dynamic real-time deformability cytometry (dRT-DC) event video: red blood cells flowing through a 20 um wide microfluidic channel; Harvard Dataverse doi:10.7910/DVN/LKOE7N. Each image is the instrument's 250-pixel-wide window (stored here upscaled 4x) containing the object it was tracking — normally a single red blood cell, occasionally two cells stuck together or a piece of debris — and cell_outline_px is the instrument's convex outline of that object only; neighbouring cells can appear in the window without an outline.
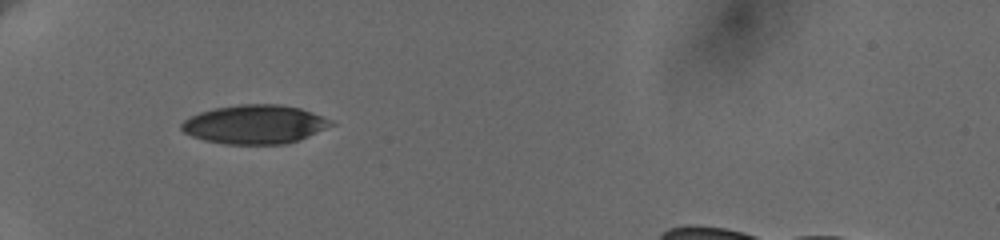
{"species": "human", "species_latin": "Homo sapiens", "temperature_condition": "cold", "stored_images_in_passage": 20, "camera_frame_rate_fps": 3000, "um_per_image_px": 0.085, "donor": {"sex": "female"}, "frame": {"image": 1, "passage_image": 1, "time_ms": 0.0, "image_size_px": [1000, 240], "cell_outline_px": [[336, 124], [288, 144], [224, 144], [204, 140], [192, 136], [184, 132], [180, 128], [180, 124], [184, 120], [200, 112], [212, 108], [240, 104], [280, 104], [300, 108], [312, 112], [332, 120]], "centroid_in_image_um": [21.65, 10.57], "position_along_channel_um": 63.4, "area_um2": 33.93}}
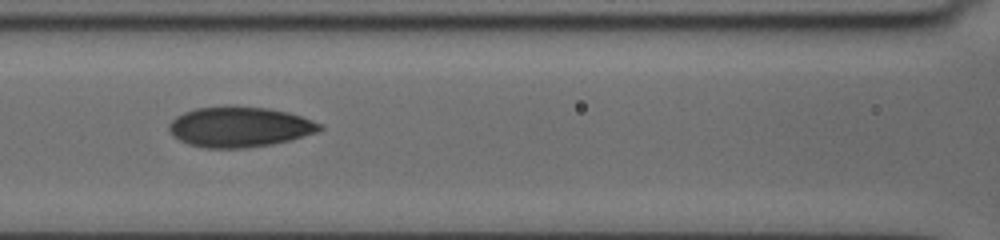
{"frame": {"image": 2, "passage_image": 15, "time_ms": 2.667, "image_size_px": [1000, 240], "cell_outline_px": [[324, 128], [316, 132], [288, 140], [272, 144], [244, 148], [204, 148], [188, 144], [172, 136], [168, 132], [168, 124], [176, 116], [184, 112], [196, 108], [228, 104], [232, 104], [268, 108], [288, 112], [312, 120], [320, 124]], "centroid_in_image_um": [20.3, 10.76], "position_along_channel_um": 146.3, "area_um2": 35.84}}
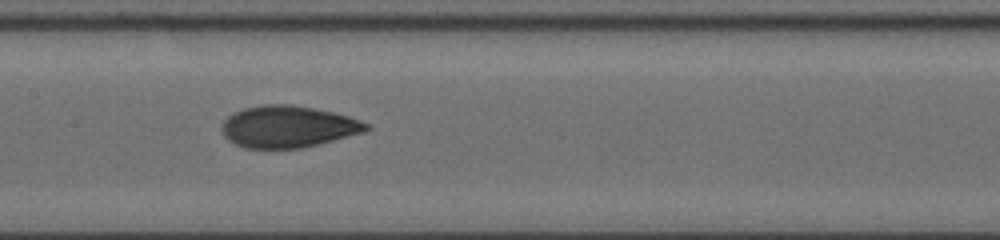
{"frame": {"image": 3, "passage_image": 19, "time_ms": 3.667, "image_size_px": [1000, 240], "cell_outline_px": [[372, 128], [364, 132], [320, 144], [304, 148], [244, 148], [228, 140], [224, 136], [224, 120], [228, 116], [244, 108], [264, 104], [288, 104], [312, 108], [332, 112], [348, 116], [360, 120], [368, 124]], "centroid_in_image_um": [24.52, 10.77], "position_along_channel_um": 182.9, "area_um2": 34.97}}